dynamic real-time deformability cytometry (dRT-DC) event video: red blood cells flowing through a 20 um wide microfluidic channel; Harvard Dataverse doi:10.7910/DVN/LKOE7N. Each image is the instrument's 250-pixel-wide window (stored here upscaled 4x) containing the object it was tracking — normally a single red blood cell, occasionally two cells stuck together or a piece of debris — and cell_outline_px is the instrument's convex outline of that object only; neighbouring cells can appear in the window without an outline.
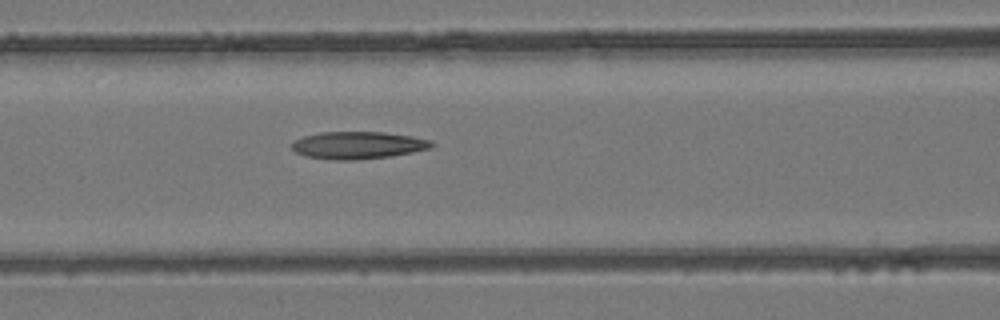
{"species": "common noctule bat (a hibernating species)", "species_latin": "Nyctalus noctula", "temperature_condition": "room temperature", "stored_images_in_passage": 6, "camera_frame_rate_fps": 3000, "um_per_image_px": 0.085, "animal": {"sex": "female", "body_mass_g": 24.6, "forearm_length_mm": 56.2}, "frame": {"image": 1, "passage_image": 6, "time_ms": 1.667, "image_size_px": [1000, 320], "cell_outline_px": [[436, 144], [432, 148], [412, 152], [388, 156], [356, 160], [336, 160], [304, 156], [296, 152], [292, 148], [292, 140], [304, 136], [320, 132], [384, 132], [412, 136], [432, 140]], "centroid_in_image_um": [30.44, 12.34], "position_along_channel_um": 136.2, "area_um2": 22.37}}